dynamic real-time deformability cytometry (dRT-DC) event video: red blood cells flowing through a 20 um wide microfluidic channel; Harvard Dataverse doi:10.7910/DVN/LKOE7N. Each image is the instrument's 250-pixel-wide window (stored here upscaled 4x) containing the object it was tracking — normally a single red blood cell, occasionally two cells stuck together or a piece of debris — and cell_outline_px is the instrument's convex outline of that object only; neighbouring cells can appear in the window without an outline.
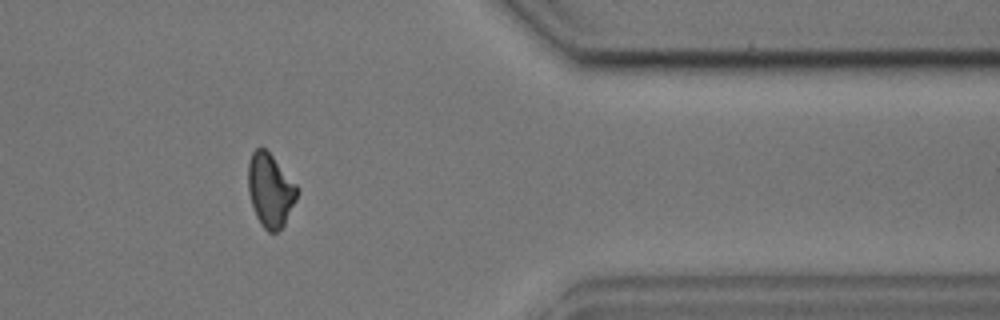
{"species": "common noctule bat (a hibernating species)", "species_latin": "Nyctalus noctula", "temperature_condition": "cold", "stored_images_in_passage": 40, "camera_frame_rate_fps": 3000, "um_per_image_px": 0.085, "animal": {"sex": "male", "body_mass_g": 17.9, "forearm_length_mm": 54.2}, "frame": {"image": 1, "passage_image": 29, "time_ms": 9.333, "image_size_px": [1000, 320], "cell_outline_px": [[300, 192], [284, 224], [276, 232], [268, 232], [260, 224], [256, 216], [248, 192], [248, 164], [252, 152], [260, 144], [272, 156], [300, 188]], "centroid_in_image_um": [22.98, 16.15], "position_along_channel_um": 388.4, "area_um2": 21.04}, "authors_computed_cell_mechanics": {"area_um2": 21.3571, "velocity_mm_per_s": 3.6493, "shape_relaxation_time_tau1_ms": 5.0506, "shape_relaxation_time_tau2_ms": 4.8384, "deformation_change_tau1": 0.1291, "deformation_change_tau2": 0.1029}}